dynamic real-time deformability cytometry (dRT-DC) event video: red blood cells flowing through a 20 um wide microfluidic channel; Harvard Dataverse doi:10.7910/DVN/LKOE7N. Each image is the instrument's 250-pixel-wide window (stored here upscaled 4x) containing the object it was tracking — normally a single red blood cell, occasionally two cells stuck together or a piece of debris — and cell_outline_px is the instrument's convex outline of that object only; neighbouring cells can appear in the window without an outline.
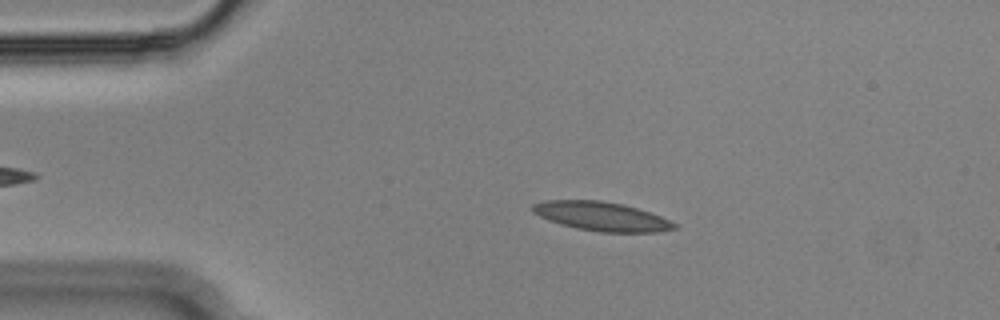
{"species": "Egyptian fruit bat (a non-hibernating species)", "species_latin": "Rousettus aegyptiacus", "temperature_condition": "cold", "stored_images_in_passage": 7, "camera_frame_rate_fps": 3000, "um_per_image_px": 0.085, "animal": {"sex": "male"}, "frame": {"image": 1, "passage_image": 4, "time_ms": 1.0, "image_size_px": [1000, 320], "cell_outline_px": [[680, 224], [676, 228], [656, 232], [600, 232], [576, 228], [560, 224], [548, 220], [532, 212], [532, 204], [544, 200], [600, 200], [624, 204], [660, 216]], "centroid_in_image_um": [51.12, 18.39], "position_along_channel_um": 33.9, "area_um2": 23.99}}